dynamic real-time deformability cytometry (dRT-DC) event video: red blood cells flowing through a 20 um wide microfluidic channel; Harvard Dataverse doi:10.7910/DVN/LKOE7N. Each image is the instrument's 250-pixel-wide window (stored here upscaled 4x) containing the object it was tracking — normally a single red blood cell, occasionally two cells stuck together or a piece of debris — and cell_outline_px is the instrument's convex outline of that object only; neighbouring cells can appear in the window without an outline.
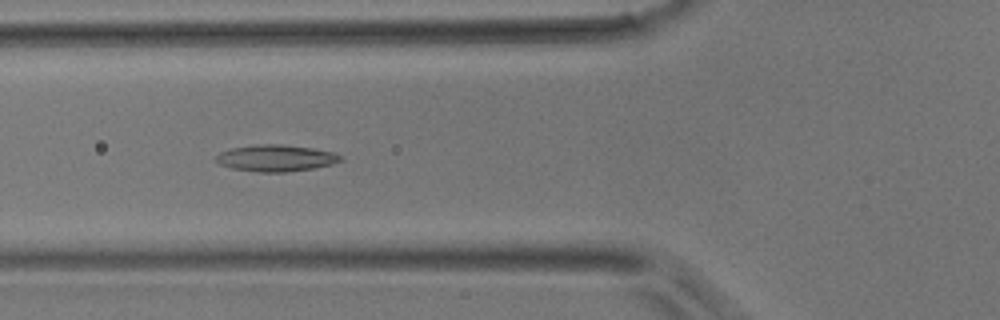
{"species": "common noctule bat (a hibernating species)", "species_latin": "Nyctalus noctula", "temperature_condition": "room temperature", "stored_images_in_passage": 23, "camera_frame_rate_fps": 3000, "um_per_image_px": 0.085, "animal": {"sex": "male", "body_mass_g": 17.9}, "frame": {"image": 1, "passage_image": 8, "time_ms": 2.333, "image_size_px": [1000, 320], "cell_outline_px": [[344, 160], [332, 164], [316, 168], [288, 172], [260, 172], [232, 168], [220, 164], [216, 160], [216, 156], [220, 152], [232, 148], [260, 144], [280, 144], [312, 148], [332, 152], [344, 156]], "centroid_in_image_um": [23.51, 13.44], "position_along_channel_um": 102.3, "area_um2": 19.31}}
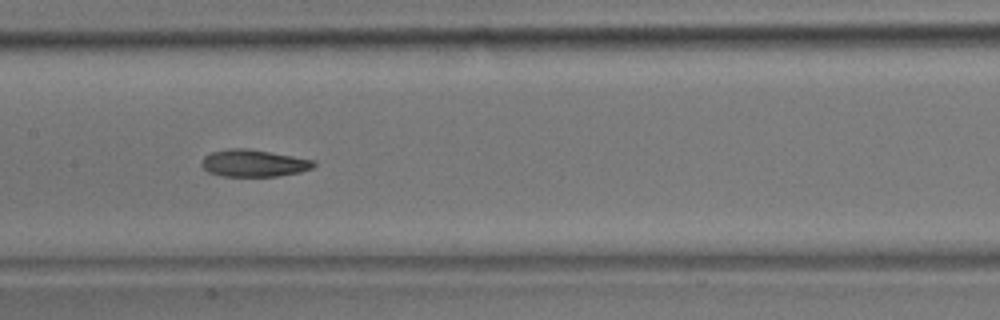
{"frame": {"image": 2, "passage_image": 14, "time_ms": 4.333, "image_size_px": [1000, 320], "cell_outline_px": [[316, 164], [312, 168], [300, 172], [276, 176], [220, 176], [208, 172], [200, 164], [204, 156], [212, 152], [228, 148], [248, 148], [316, 160]], "centroid_in_image_um": [21.56, 13.86], "position_along_channel_um": 185.8, "area_um2": 17.8}}
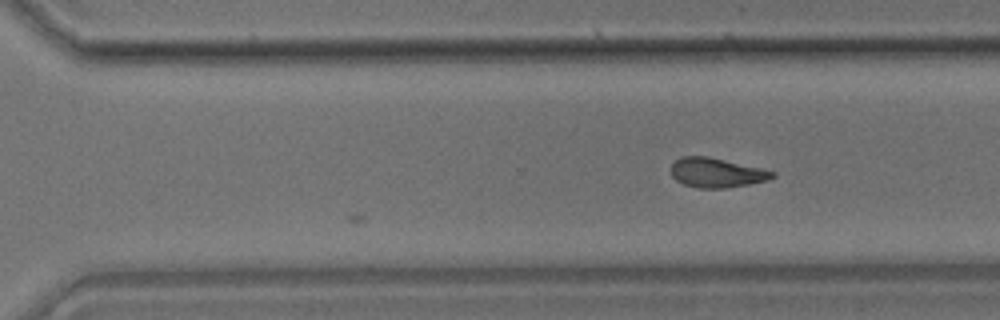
{"frame": {"image": 3, "passage_image": 23, "time_ms": 7.333, "image_size_px": [1000, 320], "cell_outline_px": [[776, 176], [768, 180], [728, 188], [700, 188], [684, 184], [676, 180], [672, 176], [672, 164], [680, 156], [708, 156], [760, 168], [776, 172]], "centroid_in_image_um": [60.91, 14.68], "position_along_channel_um": 309.7, "area_um2": 17.34}}